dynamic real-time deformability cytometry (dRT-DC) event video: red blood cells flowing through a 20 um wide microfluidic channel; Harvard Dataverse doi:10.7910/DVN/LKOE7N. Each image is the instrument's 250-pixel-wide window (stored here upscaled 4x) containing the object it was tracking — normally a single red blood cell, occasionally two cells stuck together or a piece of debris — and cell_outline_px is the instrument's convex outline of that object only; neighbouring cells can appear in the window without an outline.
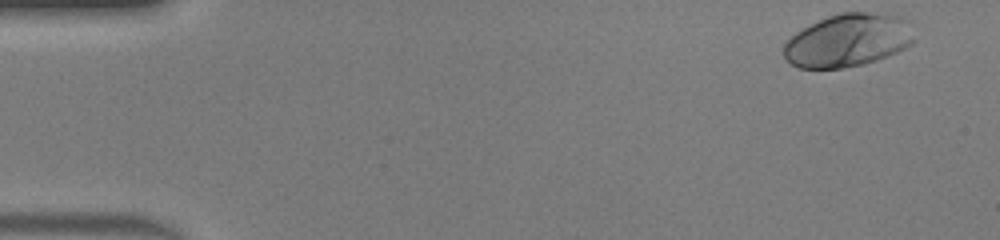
{"species": "human", "species_latin": "Homo sapiens", "temperature_condition": "warm", "stored_images_in_passage": 45, "camera_frame_rate_fps": 3000, "um_per_image_px": 0.085, "donor": {"sex": "male"}, "frame": {"image": 1, "passage_image": 1, "time_ms": 0.0, "image_size_px": [1000, 240], "cell_outline_px": [[916, 40], [912, 44], [888, 56], [864, 64], [840, 68], [800, 68], [792, 64], [784, 56], [784, 44], [796, 32], [828, 16], [840, 12], [884, 12], [900, 16], [912, 20]], "centroid_in_image_um": [72.18, 3.4], "position_along_channel_um": 12.8, "area_um2": 40.75}}
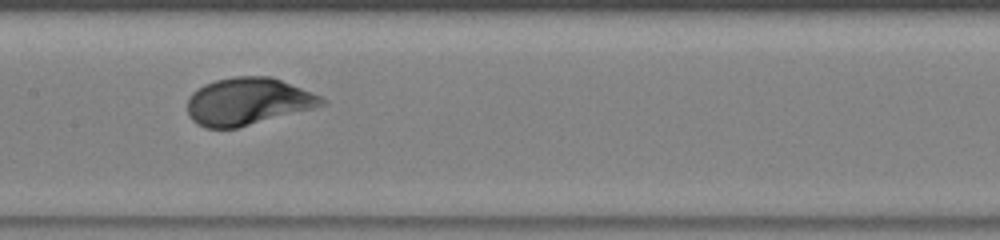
{"frame": {"image": 2, "passage_image": 22, "time_ms": 7.0, "image_size_px": [1000, 240], "cell_outline_px": [[328, 104], [236, 128], [208, 128], [192, 120], [188, 112], [188, 100], [192, 92], [204, 84], [216, 80], [236, 76], [272, 76], [312, 92], [328, 100]], "centroid_in_image_um": [21.09, 8.61], "position_along_channel_um": 186.3, "area_um2": 36.76}}
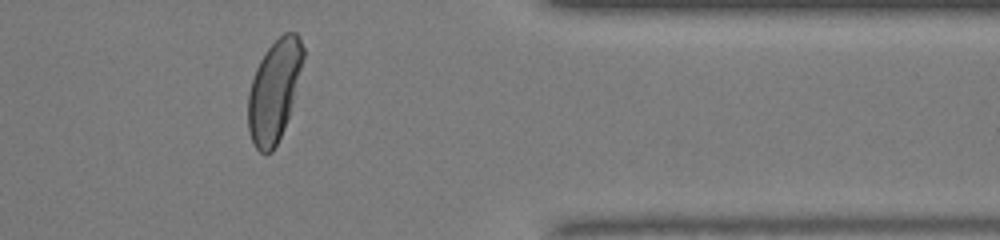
{"frame": {"image": 3, "passage_image": 37, "time_ms": 12.0, "image_size_px": [1000, 240], "cell_outline_px": [[304, 56], [288, 116], [284, 128], [272, 152], [260, 152], [256, 148], [248, 132], [248, 92], [256, 68], [264, 52], [284, 32], [296, 32], [300, 36], [304, 48]], "centroid_in_image_um": [23.29, 7.68], "position_along_channel_um": 388.1, "area_um2": 32.08}, "authors_computed_cell_mechanics": {"area_um2": 36.9342, "velocity_mm_per_s": 4.3656, "shape_relaxation_time_tau1_ms": 2.5752, "shape_relaxation_time_tau2_ms": null, "deformation_change_tau1": 0.1894, "deformation_change_tau2": null}}